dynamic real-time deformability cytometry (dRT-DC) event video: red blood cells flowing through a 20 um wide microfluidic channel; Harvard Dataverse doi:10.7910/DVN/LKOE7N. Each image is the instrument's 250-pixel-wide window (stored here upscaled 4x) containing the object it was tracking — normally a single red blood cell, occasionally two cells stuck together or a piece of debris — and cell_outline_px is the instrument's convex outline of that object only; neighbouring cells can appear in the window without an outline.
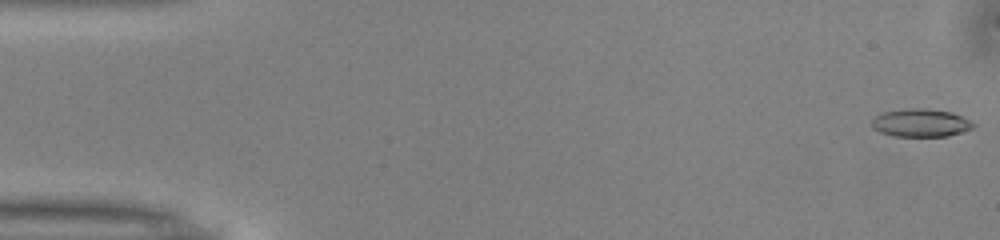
{"species": "common noctule bat (a hibernating species)", "species_latin": "Nyctalus noctula", "temperature_condition": "warm", "stored_images_in_passage": 42, "camera_frame_rate_fps": 3000, "um_per_image_px": 0.085, "animal": {"sex": "male", "body_mass_g": 13.0, "forearm_length_mm": 53.1}, "frame": {"image": 1, "passage_image": 1, "time_ms": 0.0, "image_size_px": [1000, 240], "cell_outline_px": [[976, 124], [972, 128], [948, 136], [892, 136], [880, 132], [872, 128], [872, 120], [876, 116], [884, 112], [908, 108], [924, 108], [952, 112]], "centroid_in_image_um": [78.24, 10.44], "position_along_channel_um": 6.8, "area_um2": 16.42}}
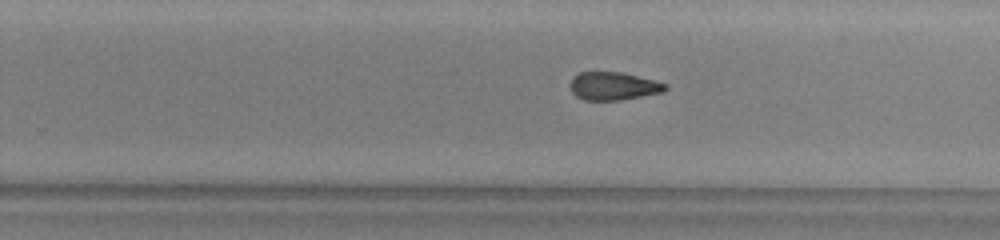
{"frame": {"image": 2, "passage_image": 32, "time_ms": 10.333, "image_size_px": [1000, 240], "cell_outline_px": [[668, 88], [664, 92], [620, 100], [584, 100], [576, 96], [572, 92], [572, 80], [580, 72], [624, 72], [668, 84]], "centroid_in_image_um": [52.2, 7.32], "position_along_channel_um": 277.6, "area_um2": 15.43}}
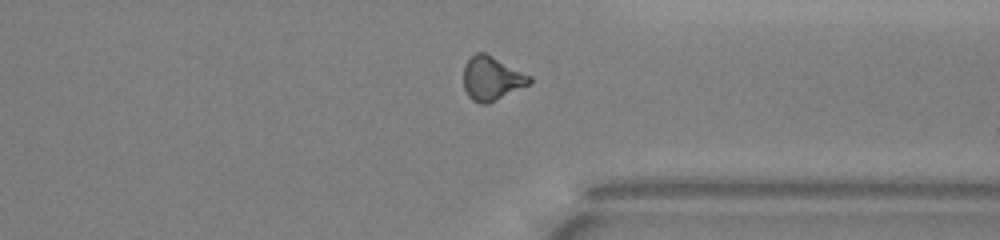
{"frame": {"image": 3, "passage_image": 39, "time_ms": 12.667, "image_size_px": [1000, 240], "cell_outline_px": [[532, 84], [488, 104], [480, 104], [472, 100], [468, 96], [464, 88], [464, 64], [476, 52], [484, 52], [532, 76]], "centroid_in_image_um": [41.82, 6.69], "position_along_channel_um": 369.6, "area_um2": 17.05}}